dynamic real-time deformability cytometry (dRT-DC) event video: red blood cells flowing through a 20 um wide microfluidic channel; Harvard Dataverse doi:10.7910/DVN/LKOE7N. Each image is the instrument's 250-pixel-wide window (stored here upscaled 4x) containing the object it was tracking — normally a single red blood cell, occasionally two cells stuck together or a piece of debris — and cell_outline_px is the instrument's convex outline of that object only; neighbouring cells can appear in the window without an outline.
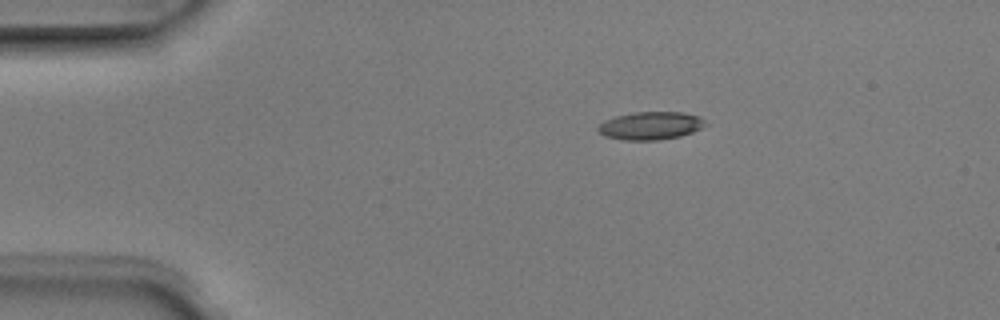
{"species": "Egyptian fruit bat (a non-hibernating species)", "species_latin": "Rousettus aegyptiacus", "temperature_condition": "room temperature", "stored_images_in_passage": 6, "camera_frame_rate_fps": 3000, "um_per_image_px": 0.085, "animal": {"sex": "male"}, "frame": {"image": 1, "passage_image": 1, "time_ms": 0.0, "image_size_px": [1000, 320], "cell_outline_px": [[708, 124], [692, 132], [680, 136], [656, 140], [620, 140], [604, 136], [596, 128], [604, 120], [616, 116], [636, 112], [680, 112], [700, 116]], "centroid_in_image_um": [55.28, 10.68], "position_along_channel_um": 29.7, "area_um2": 17.46}}
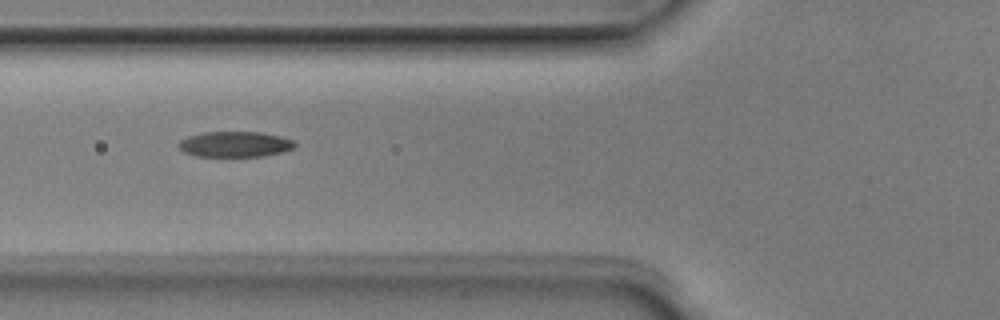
{"frame": {"image": 2, "passage_image": 4, "time_ms": 1.0, "image_size_px": [1000, 320], "cell_outline_px": [[296, 148], [284, 152], [264, 156], [196, 156], [184, 152], [176, 144], [180, 140], [188, 136], [204, 132], [260, 132], [280, 136], [296, 140]], "centroid_in_image_um": [20.02, 12.26], "position_along_channel_um": 105.8, "area_um2": 17.51}}
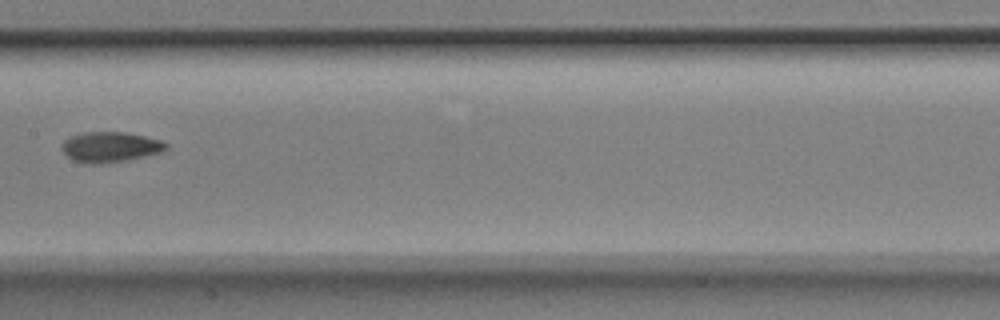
{"frame": {"image": 3, "passage_image": 6, "time_ms": 1.667, "image_size_px": [1000, 320], "cell_outline_px": [[168, 148], [160, 152], [144, 156], [104, 164], [84, 164], [72, 160], [64, 156], [60, 148], [60, 144], [68, 136], [84, 132], [124, 132], [144, 136], [160, 140], [168, 144]], "centroid_in_image_um": [9.27, 12.5], "position_along_channel_um": 198.1, "area_um2": 18.73}}